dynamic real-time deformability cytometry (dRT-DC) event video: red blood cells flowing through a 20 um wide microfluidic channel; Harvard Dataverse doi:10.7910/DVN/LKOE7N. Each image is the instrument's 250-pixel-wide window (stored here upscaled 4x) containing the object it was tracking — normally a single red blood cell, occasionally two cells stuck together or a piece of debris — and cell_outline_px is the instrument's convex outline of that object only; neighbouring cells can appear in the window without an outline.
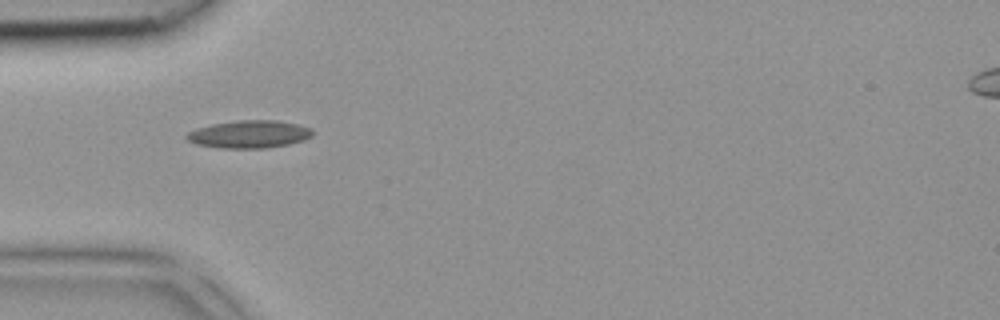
{"species": "common noctule bat (a hibernating species)", "species_latin": "Nyctalus noctula", "temperature_condition": "room temperature", "stored_images_in_passage": 30, "camera_frame_rate_fps": 3000, "um_per_image_px": 0.085, "animal": {"sex": "female", "body_mass_g": 18.4}, "frame": {"image": 1, "passage_image": 1, "time_ms": 0.0, "image_size_px": [1000, 320], "cell_outline_px": [[312, 136], [304, 140], [288, 144], [268, 148], [220, 148], [196, 144], [188, 140], [184, 136], [188, 132], [196, 128], [212, 124], [236, 120], [276, 120], [296, 124], [312, 128]], "centroid_in_image_um": [21.17, 11.41], "position_along_channel_um": 63.8, "area_um2": 20.35}}
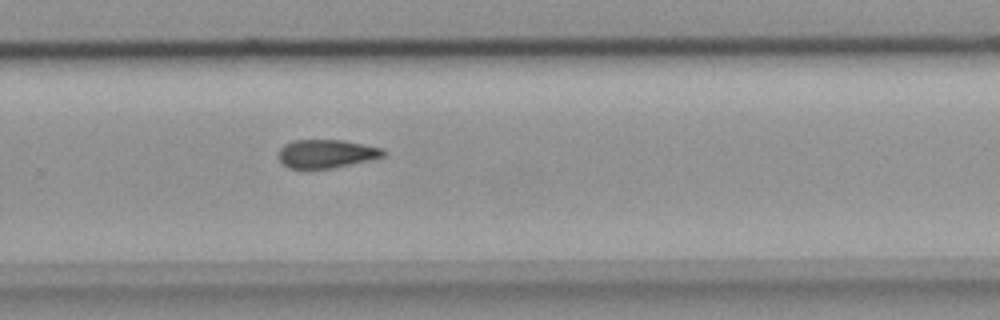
{"frame": {"image": 2, "passage_image": 16, "time_ms": 5.0, "image_size_px": [1000, 320], "cell_outline_px": [[384, 156], [372, 160], [332, 168], [288, 168], [276, 156], [280, 148], [284, 144], [292, 140], [344, 140], [384, 148]], "centroid_in_image_um": [27.74, 13.06], "position_along_channel_um": 302.1, "area_um2": 17.51}}
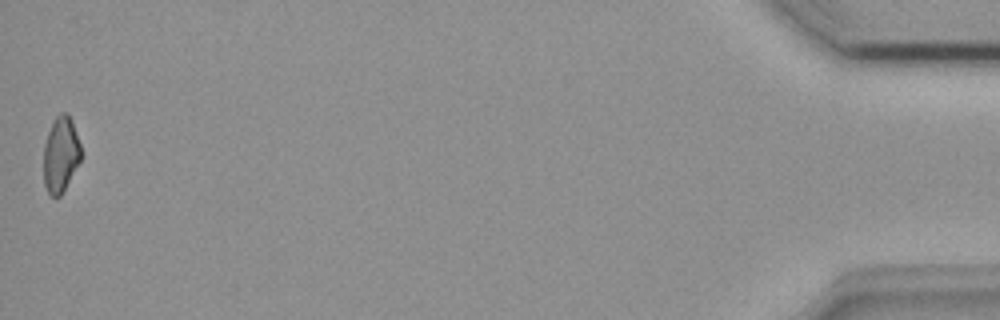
{"frame": {"image": 3, "passage_image": 30, "time_ms": 9.667, "image_size_px": [1000, 320], "cell_outline_px": [[80, 160], [60, 196], [52, 196], [48, 192], [44, 184], [44, 144], [52, 120], [60, 112], [68, 112], [72, 120], [80, 144]], "centroid_in_image_um": [5.14, 13.07], "position_along_channel_um": 430.1, "area_um2": 16.3}}